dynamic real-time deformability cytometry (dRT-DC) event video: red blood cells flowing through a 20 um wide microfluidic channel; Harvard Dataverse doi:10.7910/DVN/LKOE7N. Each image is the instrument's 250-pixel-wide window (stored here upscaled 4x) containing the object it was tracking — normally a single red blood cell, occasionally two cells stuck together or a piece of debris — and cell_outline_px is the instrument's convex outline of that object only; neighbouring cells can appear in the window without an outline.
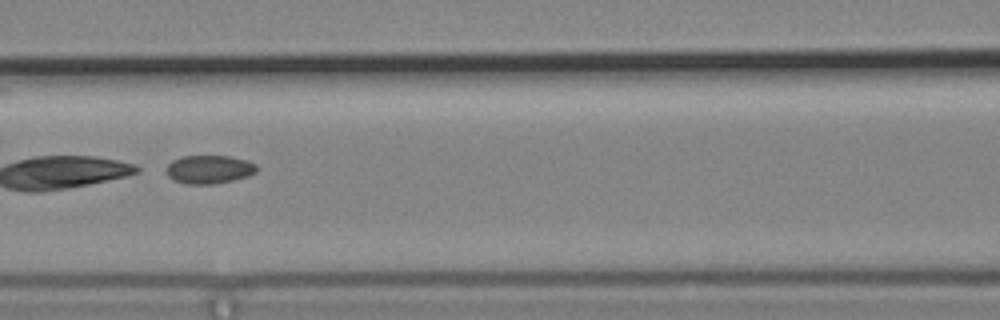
{"species": "common noctule bat (a hibernating species)", "species_latin": "Nyctalus noctula", "temperature_condition": "cold", "stored_images_in_passage": 28, "camera_frame_rate_fps": 3000, "um_per_image_px": 0.085, "animal": {"sex": "male", "body_mass_g": 19.2, "forearm_length_mm": 51.8}, "frame": {"image": 1, "passage_image": 25, "time_ms": 8.0, "image_size_px": [1000, 320], "cell_outline_px": [[260, 168], [256, 172], [248, 176], [232, 180], [212, 184], [188, 184], [176, 180], [168, 176], [168, 164], [172, 160], [180, 156], [228, 156], [248, 160], [256, 164]], "centroid_in_image_um": [17.83, 14.38], "position_along_channel_um": 148.8, "area_um2": 14.91}}